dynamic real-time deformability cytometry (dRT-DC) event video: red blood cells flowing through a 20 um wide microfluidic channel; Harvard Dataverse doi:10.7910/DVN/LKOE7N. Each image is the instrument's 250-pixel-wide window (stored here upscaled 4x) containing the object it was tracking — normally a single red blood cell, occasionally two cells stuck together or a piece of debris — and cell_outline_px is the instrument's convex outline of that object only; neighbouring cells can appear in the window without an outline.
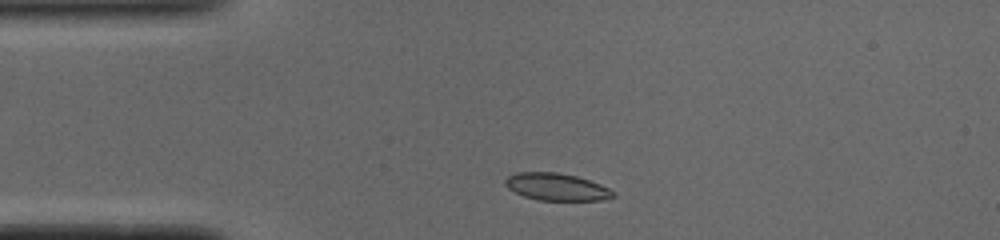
{"species": "common noctule bat (a hibernating species)", "species_latin": "Nyctalus noctula", "temperature_condition": "cold", "stored_images_in_passage": 43, "camera_frame_rate_fps": 3000, "um_per_image_px": 0.085, "animal": {"sex": "male", "body_mass_g": 19.0, "forearm_length_mm": 50.8}, "frame": {"image": 1, "passage_image": 1, "time_ms": 0.0, "image_size_px": [1000, 240], "cell_outline_px": [[616, 196], [600, 200], [540, 200], [524, 196], [508, 188], [504, 184], [504, 180], [508, 176], [516, 172], [556, 172], [576, 176], [600, 184], [616, 192]], "centroid_in_image_um": [47.3, 15.88], "position_along_channel_um": 37.7, "area_um2": 17.05}}
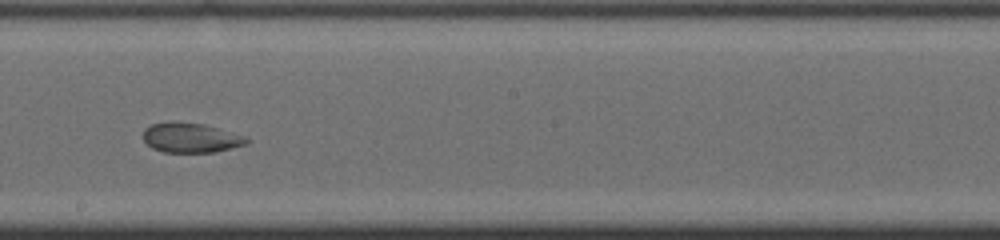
{"frame": {"image": 2, "passage_image": 19, "time_ms": 6.0, "image_size_px": [1000, 240], "cell_outline_px": [[248, 144], [216, 152], [164, 152], [152, 148], [144, 140], [144, 128], [152, 124], [168, 120], [204, 124], [248, 136]], "centroid_in_image_um": [16.24, 11.69], "position_along_channel_um": 232.0, "area_um2": 18.21}}
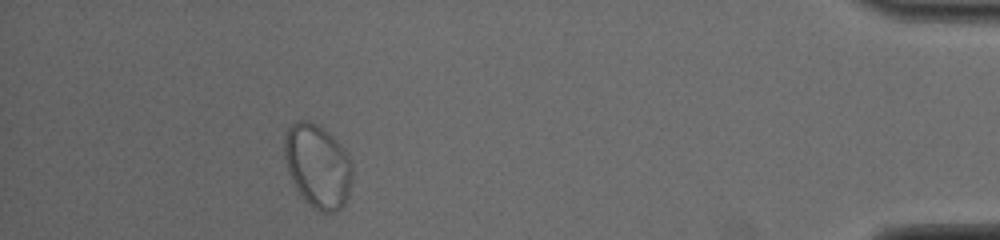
{"frame": {"image": 3, "passage_image": 38, "time_ms": 12.333, "image_size_px": [1000, 240], "cell_outline_px": [[352, 180], [348, 196], [344, 204], [336, 212], [320, 212], [312, 208], [304, 200], [296, 188], [288, 172], [284, 156], [284, 136], [288, 128], [296, 120], [308, 120], [316, 124], [328, 132], [332, 136], [344, 152], [352, 164]], "centroid_in_image_um": [26.98, 14.13], "position_along_channel_um": 408.2, "area_um2": 33.0}}